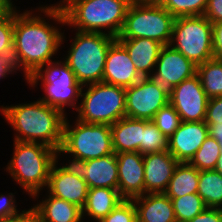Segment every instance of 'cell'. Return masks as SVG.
Returning a JSON list of instances; mask_svg holds the SVG:
<instances>
[{"mask_svg":"<svg viewBox=\"0 0 222 222\" xmlns=\"http://www.w3.org/2000/svg\"><path fill=\"white\" fill-rule=\"evenodd\" d=\"M20 12L14 10L12 62L16 71H23L26 81L41 66L56 60L53 56L60 47H65L62 44L66 36L61 27L66 26V21L58 3Z\"/></svg>","mask_w":222,"mask_h":222,"instance_id":"6da1fadb","label":"cell"},{"mask_svg":"<svg viewBox=\"0 0 222 222\" xmlns=\"http://www.w3.org/2000/svg\"><path fill=\"white\" fill-rule=\"evenodd\" d=\"M4 121L11 125L13 141L42 143L59 152L67 115L41 100L15 105H0Z\"/></svg>","mask_w":222,"mask_h":222,"instance_id":"7a4b0ae2","label":"cell"},{"mask_svg":"<svg viewBox=\"0 0 222 222\" xmlns=\"http://www.w3.org/2000/svg\"><path fill=\"white\" fill-rule=\"evenodd\" d=\"M133 0H60L66 25L83 32L119 35Z\"/></svg>","mask_w":222,"mask_h":222,"instance_id":"3957f363","label":"cell"},{"mask_svg":"<svg viewBox=\"0 0 222 222\" xmlns=\"http://www.w3.org/2000/svg\"><path fill=\"white\" fill-rule=\"evenodd\" d=\"M13 145V155L4 169L15 184L21 186L23 193L26 192L35 201L45 190L59 153L42 143L14 141Z\"/></svg>","mask_w":222,"mask_h":222,"instance_id":"277c9868","label":"cell"},{"mask_svg":"<svg viewBox=\"0 0 222 222\" xmlns=\"http://www.w3.org/2000/svg\"><path fill=\"white\" fill-rule=\"evenodd\" d=\"M75 32L64 61L82 86L102 82L106 56L116 37L98 32Z\"/></svg>","mask_w":222,"mask_h":222,"instance_id":"5b68a950","label":"cell"},{"mask_svg":"<svg viewBox=\"0 0 222 222\" xmlns=\"http://www.w3.org/2000/svg\"><path fill=\"white\" fill-rule=\"evenodd\" d=\"M38 82L44 91L42 98L38 99L43 103L60 110L64 115L67 114L65 108L69 106L77 111L83 86L63 59L48 62L26 80L32 88H37Z\"/></svg>","mask_w":222,"mask_h":222,"instance_id":"8992f818","label":"cell"},{"mask_svg":"<svg viewBox=\"0 0 222 222\" xmlns=\"http://www.w3.org/2000/svg\"><path fill=\"white\" fill-rule=\"evenodd\" d=\"M73 122L71 123L66 116L63 142L58 152L60 161L61 154H69L68 158H71L67 162H83L114 153L110 125L84 123L78 119Z\"/></svg>","mask_w":222,"mask_h":222,"instance_id":"52a82bcc","label":"cell"},{"mask_svg":"<svg viewBox=\"0 0 222 222\" xmlns=\"http://www.w3.org/2000/svg\"><path fill=\"white\" fill-rule=\"evenodd\" d=\"M175 17L157 1L133 0L116 39L148 38L169 45Z\"/></svg>","mask_w":222,"mask_h":222,"instance_id":"ba28073f","label":"cell"},{"mask_svg":"<svg viewBox=\"0 0 222 222\" xmlns=\"http://www.w3.org/2000/svg\"><path fill=\"white\" fill-rule=\"evenodd\" d=\"M76 118L84 123L112 125L126 117V88L99 82L82 88Z\"/></svg>","mask_w":222,"mask_h":222,"instance_id":"9c48e42d","label":"cell"},{"mask_svg":"<svg viewBox=\"0 0 222 222\" xmlns=\"http://www.w3.org/2000/svg\"><path fill=\"white\" fill-rule=\"evenodd\" d=\"M212 23L203 16L176 17L170 46L195 65L213 59Z\"/></svg>","mask_w":222,"mask_h":222,"instance_id":"30bf717a","label":"cell"},{"mask_svg":"<svg viewBox=\"0 0 222 222\" xmlns=\"http://www.w3.org/2000/svg\"><path fill=\"white\" fill-rule=\"evenodd\" d=\"M170 91L152 77H142L126 88V117L152 121L169 103Z\"/></svg>","mask_w":222,"mask_h":222,"instance_id":"8fae6325","label":"cell"},{"mask_svg":"<svg viewBox=\"0 0 222 222\" xmlns=\"http://www.w3.org/2000/svg\"><path fill=\"white\" fill-rule=\"evenodd\" d=\"M208 100L197 74L170 90L169 103L175 108L181 121H205Z\"/></svg>","mask_w":222,"mask_h":222,"instance_id":"7c38bea8","label":"cell"},{"mask_svg":"<svg viewBox=\"0 0 222 222\" xmlns=\"http://www.w3.org/2000/svg\"><path fill=\"white\" fill-rule=\"evenodd\" d=\"M58 162L60 161L57 159L51 168L47 190L44 191L82 209L86 203L89 189L86 181L78 175L71 164H63V162L59 164Z\"/></svg>","mask_w":222,"mask_h":222,"instance_id":"4fadbf2b","label":"cell"},{"mask_svg":"<svg viewBox=\"0 0 222 222\" xmlns=\"http://www.w3.org/2000/svg\"><path fill=\"white\" fill-rule=\"evenodd\" d=\"M197 73V65L187 59L181 52L170 45L160 50L155 70L151 76L169 91L183 80L193 77Z\"/></svg>","mask_w":222,"mask_h":222,"instance_id":"5bb4252c","label":"cell"},{"mask_svg":"<svg viewBox=\"0 0 222 222\" xmlns=\"http://www.w3.org/2000/svg\"><path fill=\"white\" fill-rule=\"evenodd\" d=\"M208 136L209 129L205 121H182L168 138V151L178 162L189 163Z\"/></svg>","mask_w":222,"mask_h":222,"instance_id":"9a60e30c","label":"cell"},{"mask_svg":"<svg viewBox=\"0 0 222 222\" xmlns=\"http://www.w3.org/2000/svg\"><path fill=\"white\" fill-rule=\"evenodd\" d=\"M143 157L139 152L116 153L118 192L123 199L132 200L144 195Z\"/></svg>","mask_w":222,"mask_h":222,"instance_id":"2e32d148","label":"cell"},{"mask_svg":"<svg viewBox=\"0 0 222 222\" xmlns=\"http://www.w3.org/2000/svg\"><path fill=\"white\" fill-rule=\"evenodd\" d=\"M141 78L142 76L136 70L128 51L116 39L109 47L102 81L127 88Z\"/></svg>","mask_w":222,"mask_h":222,"instance_id":"e0dca14e","label":"cell"},{"mask_svg":"<svg viewBox=\"0 0 222 222\" xmlns=\"http://www.w3.org/2000/svg\"><path fill=\"white\" fill-rule=\"evenodd\" d=\"M91 188H111L118 190V165L116 154L83 162H67Z\"/></svg>","mask_w":222,"mask_h":222,"instance_id":"ac0fdd59","label":"cell"},{"mask_svg":"<svg viewBox=\"0 0 222 222\" xmlns=\"http://www.w3.org/2000/svg\"><path fill=\"white\" fill-rule=\"evenodd\" d=\"M144 163V194L164 193L179 163L168 151L147 153Z\"/></svg>","mask_w":222,"mask_h":222,"instance_id":"d6986e66","label":"cell"},{"mask_svg":"<svg viewBox=\"0 0 222 222\" xmlns=\"http://www.w3.org/2000/svg\"><path fill=\"white\" fill-rule=\"evenodd\" d=\"M128 51L142 77H151L163 45L148 38L117 39Z\"/></svg>","mask_w":222,"mask_h":222,"instance_id":"ffe728a7","label":"cell"},{"mask_svg":"<svg viewBox=\"0 0 222 222\" xmlns=\"http://www.w3.org/2000/svg\"><path fill=\"white\" fill-rule=\"evenodd\" d=\"M137 222H177L171 199L164 193L144 194L132 199Z\"/></svg>","mask_w":222,"mask_h":222,"instance_id":"44dd1931","label":"cell"},{"mask_svg":"<svg viewBox=\"0 0 222 222\" xmlns=\"http://www.w3.org/2000/svg\"><path fill=\"white\" fill-rule=\"evenodd\" d=\"M114 153L139 152L144 132V120L123 117L110 125Z\"/></svg>","mask_w":222,"mask_h":222,"instance_id":"7402d4cb","label":"cell"},{"mask_svg":"<svg viewBox=\"0 0 222 222\" xmlns=\"http://www.w3.org/2000/svg\"><path fill=\"white\" fill-rule=\"evenodd\" d=\"M122 200L124 199L116 189H88L86 203L82 208V217L84 219H90V221L93 220L94 222H99L103 217L107 216Z\"/></svg>","mask_w":222,"mask_h":222,"instance_id":"603a6c76","label":"cell"},{"mask_svg":"<svg viewBox=\"0 0 222 222\" xmlns=\"http://www.w3.org/2000/svg\"><path fill=\"white\" fill-rule=\"evenodd\" d=\"M45 194L44 199L36 200L33 205L40 213L42 222H77L82 218V209L77 205Z\"/></svg>","mask_w":222,"mask_h":222,"instance_id":"cb8c5ba5","label":"cell"},{"mask_svg":"<svg viewBox=\"0 0 222 222\" xmlns=\"http://www.w3.org/2000/svg\"><path fill=\"white\" fill-rule=\"evenodd\" d=\"M200 171L190 163L179 162L173 172L164 194L169 198H179L197 193Z\"/></svg>","mask_w":222,"mask_h":222,"instance_id":"d4e9b609","label":"cell"},{"mask_svg":"<svg viewBox=\"0 0 222 222\" xmlns=\"http://www.w3.org/2000/svg\"><path fill=\"white\" fill-rule=\"evenodd\" d=\"M197 194L203 199L207 208L222 209V177L217 171H200Z\"/></svg>","mask_w":222,"mask_h":222,"instance_id":"484cf974","label":"cell"},{"mask_svg":"<svg viewBox=\"0 0 222 222\" xmlns=\"http://www.w3.org/2000/svg\"><path fill=\"white\" fill-rule=\"evenodd\" d=\"M207 97L222 96V61L211 59L197 65V73Z\"/></svg>","mask_w":222,"mask_h":222,"instance_id":"4316f807","label":"cell"},{"mask_svg":"<svg viewBox=\"0 0 222 222\" xmlns=\"http://www.w3.org/2000/svg\"><path fill=\"white\" fill-rule=\"evenodd\" d=\"M170 199L177 222H188L207 208L203 199L197 193Z\"/></svg>","mask_w":222,"mask_h":222,"instance_id":"83f0119b","label":"cell"},{"mask_svg":"<svg viewBox=\"0 0 222 222\" xmlns=\"http://www.w3.org/2000/svg\"><path fill=\"white\" fill-rule=\"evenodd\" d=\"M220 154V145L209 135L189 163L199 171L214 170Z\"/></svg>","mask_w":222,"mask_h":222,"instance_id":"f1b7e54d","label":"cell"},{"mask_svg":"<svg viewBox=\"0 0 222 222\" xmlns=\"http://www.w3.org/2000/svg\"><path fill=\"white\" fill-rule=\"evenodd\" d=\"M172 16H199L203 15L208 0H156Z\"/></svg>","mask_w":222,"mask_h":222,"instance_id":"f546056e","label":"cell"},{"mask_svg":"<svg viewBox=\"0 0 222 222\" xmlns=\"http://www.w3.org/2000/svg\"><path fill=\"white\" fill-rule=\"evenodd\" d=\"M165 150H168V139L152 121L144 120V132L139 153L144 155Z\"/></svg>","mask_w":222,"mask_h":222,"instance_id":"4dcf8cb0","label":"cell"},{"mask_svg":"<svg viewBox=\"0 0 222 222\" xmlns=\"http://www.w3.org/2000/svg\"><path fill=\"white\" fill-rule=\"evenodd\" d=\"M152 122L168 139L178 129L182 121L175 108L168 103L155 114Z\"/></svg>","mask_w":222,"mask_h":222,"instance_id":"1f68e13d","label":"cell"},{"mask_svg":"<svg viewBox=\"0 0 222 222\" xmlns=\"http://www.w3.org/2000/svg\"><path fill=\"white\" fill-rule=\"evenodd\" d=\"M14 11L0 17V56L12 60L13 55Z\"/></svg>","mask_w":222,"mask_h":222,"instance_id":"d6a6232c","label":"cell"},{"mask_svg":"<svg viewBox=\"0 0 222 222\" xmlns=\"http://www.w3.org/2000/svg\"><path fill=\"white\" fill-rule=\"evenodd\" d=\"M99 222H137V210L133 200H122Z\"/></svg>","mask_w":222,"mask_h":222,"instance_id":"836d02e7","label":"cell"},{"mask_svg":"<svg viewBox=\"0 0 222 222\" xmlns=\"http://www.w3.org/2000/svg\"><path fill=\"white\" fill-rule=\"evenodd\" d=\"M205 123L222 124V96L208 100Z\"/></svg>","mask_w":222,"mask_h":222,"instance_id":"e575fe53","label":"cell"},{"mask_svg":"<svg viewBox=\"0 0 222 222\" xmlns=\"http://www.w3.org/2000/svg\"><path fill=\"white\" fill-rule=\"evenodd\" d=\"M16 193H8L0 195V218L7 220L10 216H13L19 212L17 209V200L15 198Z\"/></svg>","mask_w":222,"mask_h":222,"instance_id":"d590c367","label":"cell"},{"mask_svg":"<svg viewBox=\"0 0 222 222\" xmlns=\"http://www.w3.org/2000/svg\"><path fill=\"white\" fill-rule=\"evenodd\" d=\"M5 222H42L40 213L34 206L20 210L17 214L10 216Z\"/></svg>","mask_w":222,"mask_h":222,"instance_id":"8d00e7d4","label":"cell"},{"mask_svg":"<svg viewBox=\"0 0 222 222\" xmlns=\"http://www.w3.org/2000/svg\"><path fill=\"white\" fill-rule=\"evenodd\" d=\"M209 22H222V0H208L203 14Z\"/></svg>","mask_w":222,"mask_h":222,"instance_id":"74e56055","label":"cell"},{"mask_svg":"<svg viewBox=\"0 0 222 222\" xmlns=\"http://www.w3.org/2000/svg\"><path fill=\"white\" fill-rule=\"evenodd\" d=\"M213 58L222 61V22L212 23Z\"/></svg>","mask_w":222,"mask_h":222,"instance_id":"f35d334b","label":"cell"},{"mask_svg":"<svg viewBox=\"0 0 222 222\" xmlns=\"http://www.w3.org/2000/svg\"><path fill=\"white\" fill-rule=\"evenodd\" d=\"M188 222H222V209L206 208Z\"/></svg>","mask_w":222,"mask_h":222,"instance_id":"ab89813d","label":"cell"},{"mask_svg":"<svg viewBox=\"0 0 222 222\" xmlns=\"http://www.w3.org/2000/svg\"><path fill=\"white\" fill-rule=\"evenodd\" d=\"M17 73L12 60H9L7 57L0 56V79H5Z\"/></svg>","mask_w":222,"mask_h":222,"instance_id":"60d3db41","label":"cell"},{"mask_svg":"<svg viewBox=\"0 0 222 222\" xmlns=\"http://www.w3.org/2000/svg\"><path fill=\"white\" fill-rule=\"evenodd\" d=\"M209 129V135L214 138L220 145V151H222V124H207Z\"/></svg>","mask_w":222,"mask_h":222,"instance_id":"b9f144b4","label":"cell"},{"mask_svg":"<svg viewBox=\"0 0 222 222\" xmlns=\"http://www.w3.org/2000/svg\"><path fill=\"white\" fill-rule=\"evenodd\" d=\"M13 2L12 0H0V17L11 14L17 8Z\"/></svg>","mask_w":222,"mask_h":222,"instance_id":"7bdbcfd3","label":"cell"},{"mask_svg":"<svg viewBox=\"0 0 222 222\" xmlns=\"http://www.w3.org/2000/svg\"><path fill=\"white\" fill-rule=\"evenodd\" d=\"M214 170L217 171L219 175L222 177V151H221V154L219 156V159L217 161V164Z\"/></svg>","mask_w":222,"mask_h":222,"instance_id":"ee69618b","label":"cell"},{"mask_svg":"<svg viewBox=\"0 0 222 222\" xmlns=\"http://www.w3.org/2000/svg\"><path fill=\"white\" fill-rule=\"evenodd\" d=\"M77 222H84V218L82 217L79 221Z\"/></svg>","mask_w":222,"mask_h":222,"instance_id":"f6af8a7d","label":"cell"}]
</instances>
